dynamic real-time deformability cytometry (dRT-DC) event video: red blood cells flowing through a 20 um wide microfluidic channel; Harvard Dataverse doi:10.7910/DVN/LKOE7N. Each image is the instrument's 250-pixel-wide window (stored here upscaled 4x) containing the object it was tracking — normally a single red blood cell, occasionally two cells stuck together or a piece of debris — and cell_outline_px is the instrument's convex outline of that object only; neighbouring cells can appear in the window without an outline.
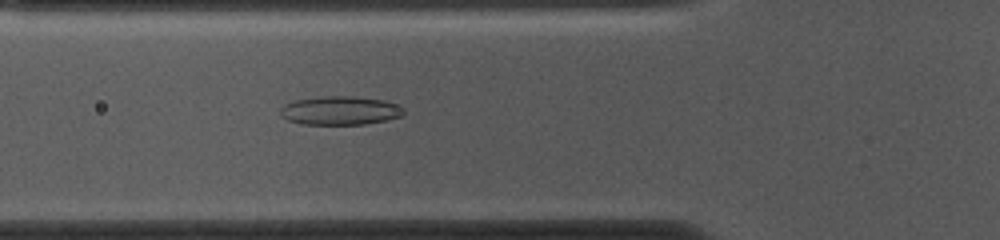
{"species": "common noctule bat (a hibernating species)", "species_latin": "Nyctalus noctula", "temperature_condition": "cold", "stored_images_in_passage": 54, "camera_frame_rate_fps": 3000, "um_per_image_px": 0.085, "animal": {"sex": "female", "body_mass_g": 10.0, "forearm_length_mm": 53.1}, "frame": {"image": 1, "passage_image": 18, "time_ms": 5.667, "image_size_px": [1000, 240], "cell_outline_px": [[404, 112], [400, 116], [388, 120], [364, 124], [300, 124], [288, 120], [280, 116], [280, 108], [284, 104], [296, 100], [320, 96], [352, 96], [384, 100], [396, 104], [404, 108]], "centroid_in_image_um": [28.89, 9.39], "position_along_channel_um": 96.9, "area_um2": 20.69}}
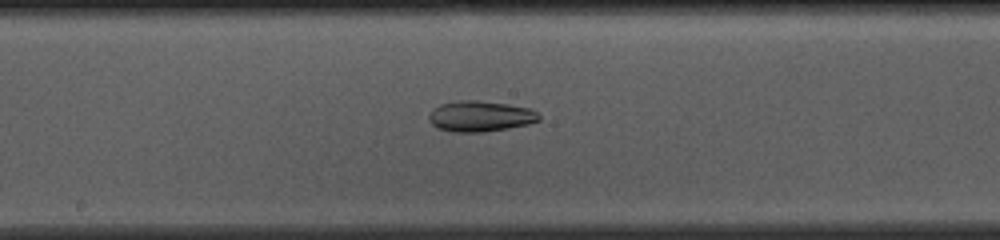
{"frame": {"image": 2, "passage_image": 27, "time_ms": 8.667, "image_size_px": [1000, 240], "cell_outline_px": [[540, 120], [528, 124], [508, 128], [484, 132], [452, 132], [436, 128], [428, 120], [428, 116], [432, 108], [440, 104], [460, 100], [476, 100], [508, 104], [528, 108], [536, 112], [540, 116]], "centroid_in_image_um": [40.77, 9.88], "position_along_channel_um": 207.4, "area_um2": 19.83}}
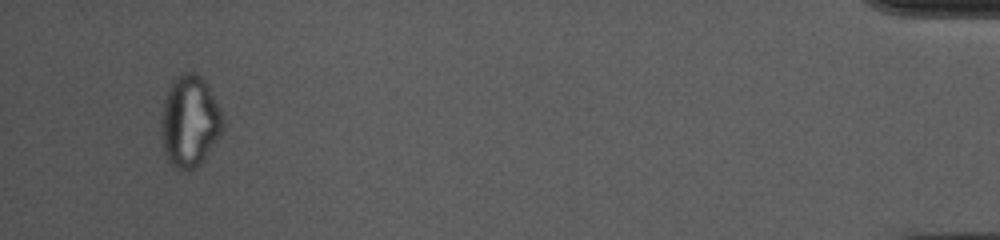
{"frame": {"image": 3, "passage_image": 51, "time_ms": 16.667, "image_size_px": [1000, 240], "cell_outline_px": [[224, 124], [220, 136], [200, 164], [188, 172], [180, 172], [168, 160], [164, 148], [160, 128], [164, 100], [168, 88], [176, 76], [180, 72], [196, 72], [208, 84], [220, 108]], "centroid_in_image_um": [16.13, 10.31], "position_along_channel_um": 419.1, "area_um2": 33.12}, "authors_computed_cell_mechanics": {"area_um2": 23.6402, "velocity_mm_per_s": 3.6634, "shape_relaxation_time_tau1_ms": null, "shape_relaxation_time_tau2_ms": 2.5194, "deformation_change_tau1": null, "deformation_change_tau2": 0.0759}}